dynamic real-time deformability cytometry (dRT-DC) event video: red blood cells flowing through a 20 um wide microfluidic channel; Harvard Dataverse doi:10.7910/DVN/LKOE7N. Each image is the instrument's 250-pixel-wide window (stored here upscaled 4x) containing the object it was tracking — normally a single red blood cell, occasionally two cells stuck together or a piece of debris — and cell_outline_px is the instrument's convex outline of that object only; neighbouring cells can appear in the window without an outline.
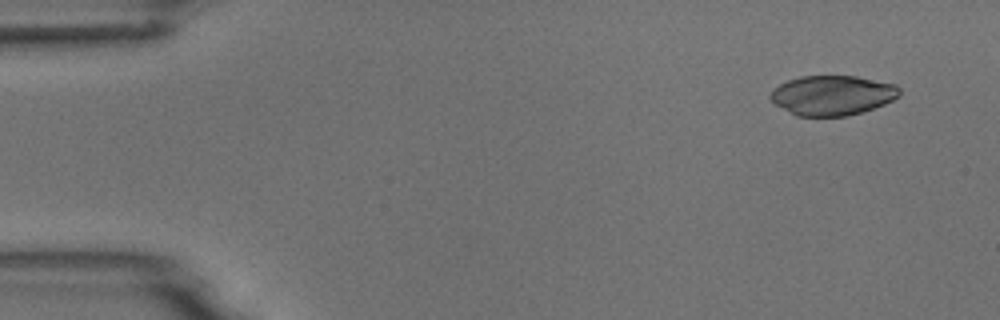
{"species": "common noctule bat (a hibernating species)", "species_latin": "Nyctalus noctula", "temperature_condition": "room temperature", "stored_images_in_passage": 4, "camera_frame_rate_fps": 3000, "um_per_image_px": 0.085, "animal": {"sex": "male", "body_mass_g": 18.8}, "frame": {"image": 1, "passage_image": 1, "time_ms": 0.0, "image_size_px": [1000, 320], "cell_outline_px": [[900, 96], [884, 104], [860, 112], [844, 116], [796, 116], [776, 104], [768, 96], [772, 88], [788, 80], [800, 76], [856, 76], [896, 84], [900, 88]], "centroid_in_image_um": [70.74, 8.09], "position_along_channel_um": 14.3, "area_um2": 29.88}}
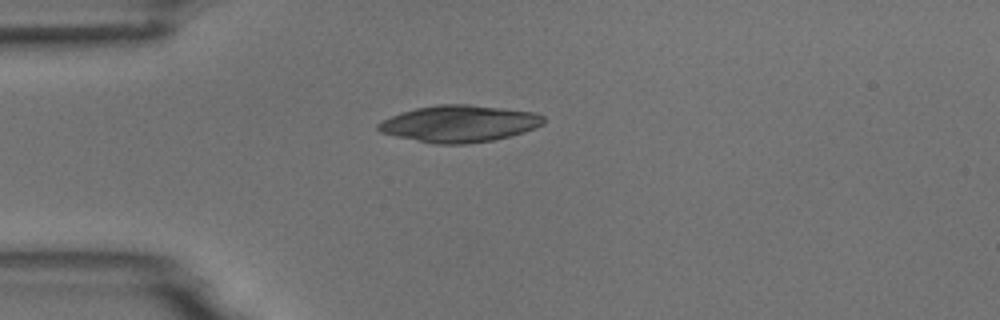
{"frame": {"image": 2, "passage_image": 4, "time_ms": 3.333, "image_size_px": [1000, 320], "cell_outline_px": [[544, 124], [524, 132], [492, 140], [464, 144], [436, 144], [396, 136], [380, 132], [376, 128], [376, 124], [400, 112], [416, 108], [440, 104], [468, 104], [536, 112], [544, 116]], "centroid_in_image_um": [39.04, 10.5], "position_along_channel_um": 46.0, "area_um2": 35.26}}